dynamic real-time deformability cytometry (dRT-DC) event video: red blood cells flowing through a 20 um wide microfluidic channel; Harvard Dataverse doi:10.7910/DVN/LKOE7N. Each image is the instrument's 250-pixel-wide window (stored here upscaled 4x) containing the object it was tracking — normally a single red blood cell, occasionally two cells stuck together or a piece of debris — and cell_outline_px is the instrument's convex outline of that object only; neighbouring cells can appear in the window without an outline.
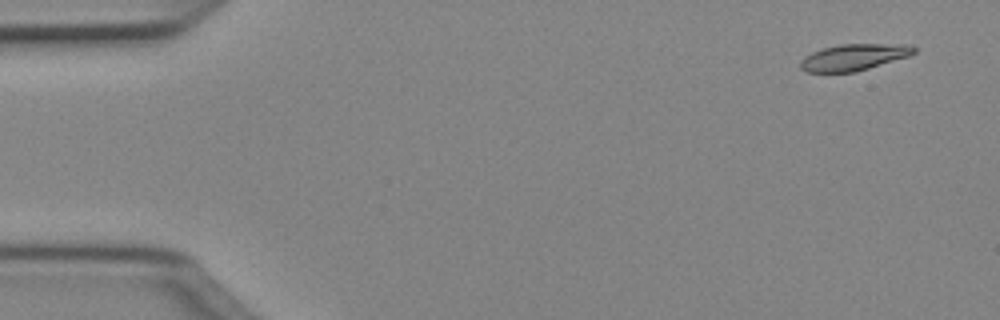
{"species": "Egyptian fruit bat (a non-hibernating species)", "species_latin": "Rousettus aegyptiacus", "temperature_condition": "cold", "stored_images_in_passage": 48, "camera_frame_rate_fps": 3000, "um_per_image_px": 0.085, "animal": {"sex": "female"}, "frame": {"image": 1, "passage_image": 1, "time_ms": 0.0, "image_size_px": [1000, 320], "cell_outline_px": [[916, 52], [908, 56], [868, 68], [852, 72], [808, 72], [800, 68], [800, 60], [804, 56], [812, 52], [824, 48], [840, 44], [908, 44], [916, 48]], "centroid_in_image_um": [72.56, 4.85], "position_along_channel_um": 12.4, "area_um2": 17.34}}
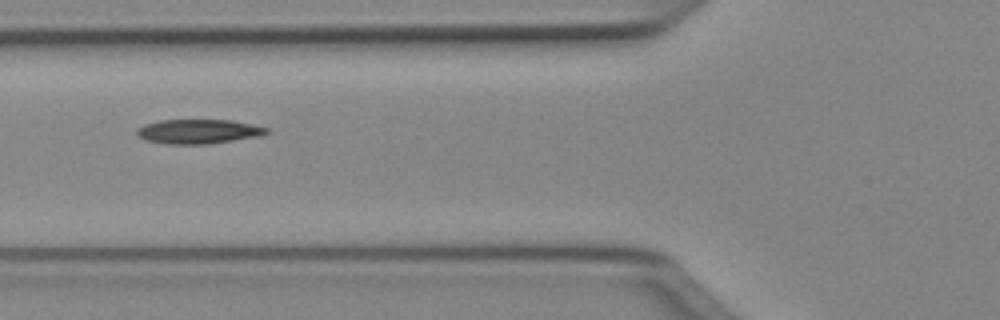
{"frame": {"image": 2, "passage_image": 17, "time_ms": 5.333, "image_size_px": [1000, 320], "cell_outline_px": [[268, 132], [260, 136], [208, 144], [164, 144], [144, 140], [136, 136], [136, 128], [144, 124], [160, 120], [232, 120], [268, 128]], "centroid_in_image_um": [16.79, 11.18], "position_along_channel_um": 109.0, "area_um2": 18.55}}
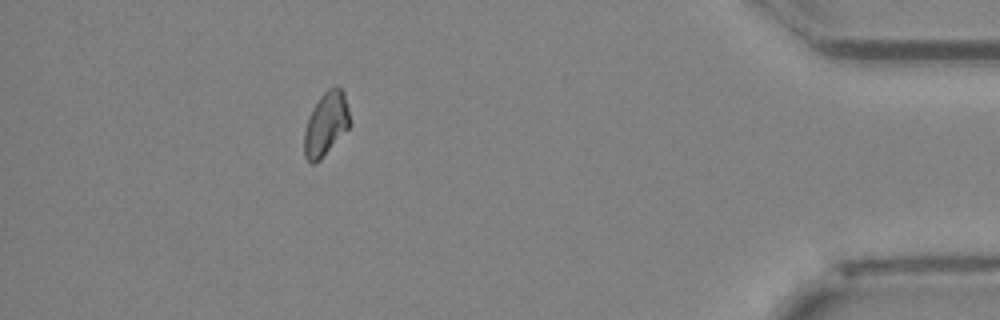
{"frame": {"image": 3, "passage_image": 43, "time_ms": 14.0, "image_size_px": [1000, 320], "cell_outline_px": [[348, 128], [320, 160], [312, 164], [304, 156], [304, 132], [312, 108], [320, 96], [328, 88], [336, 84], [344, 92], [348, 108]], "centroid_in_image_um": [27.68, 10.51], "position_along_channel_um": 407.5, "area_um2": 16.65}, "authors_computed_cell_mechanics": {"area_um2": 17.6868, "velocity_mm_per_s": 4.0388, "shape_relaxation_time_tau1_ms": null, "shape_relaxation_time_tau2_ms": 9.3635, "deformation_change_tau1": null, "deformation_change_tau2": 0.1442}}